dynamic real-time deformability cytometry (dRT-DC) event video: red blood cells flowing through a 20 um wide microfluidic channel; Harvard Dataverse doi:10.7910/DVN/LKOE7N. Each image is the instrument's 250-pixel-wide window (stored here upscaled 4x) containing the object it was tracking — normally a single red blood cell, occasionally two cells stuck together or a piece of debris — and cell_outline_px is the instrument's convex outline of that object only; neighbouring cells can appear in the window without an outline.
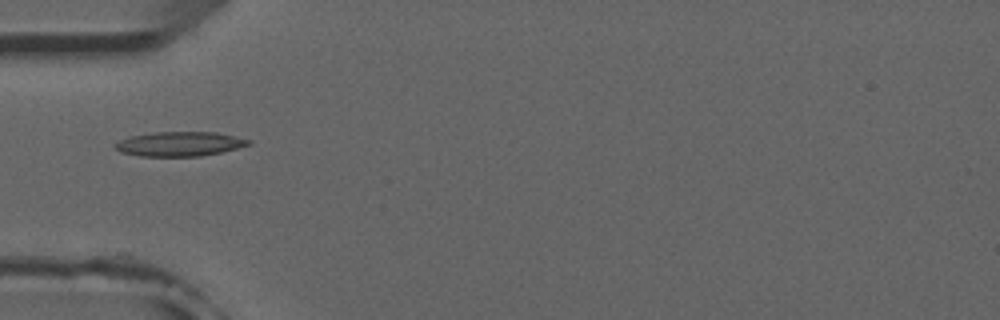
{"species": "common noctule bat (a hibernating species)", "species_latin": "Nyctalus noctula", "temperature_condition": "room temperature", "stored_images_in_passage": 36, "camera_frame_rate_fps": 3000, "um_per_image_px": 0.085, "animal": {"sex": "male", "forearm_length_mm": 52.5}, "frame": {"image": 1, "passage_image": 1, "time_ms": 0.0, "image_size_px": [1000, 320], "cell_outline_px": [[252, 144], [220, 152], [200, 156], [140, 156], [120, 152], [116, 148], [116, 144], [120, 140], [132, 136], [156, 132], [216, 132], [252, 140]], "centroid_in_image_um": [15.3, 12.23], "position_along_channel_um": 69.7, "area_um2": 18.79}}
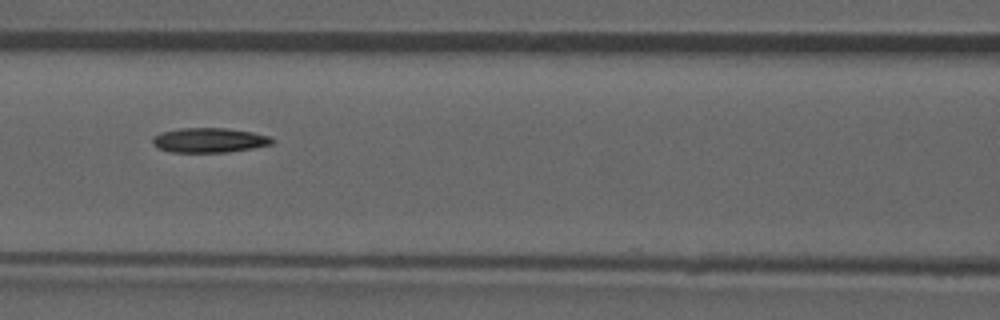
{"frame": {"image": 2, "passage_image": 7, "time_ms": 2.0, "image_size_px": [1000, 320], "cell_outline_px": [[276, 140], [272, 144], [252, 148], [228, 152], [172, 152], [156, 148], [152, 144], [152, 136], [160, 132], [180, 128], [224, 128], [252, 132], [268, 136]], "centroid_in_image_um": [17.74, 11.92], "position_along_channel_um": 148.9, "area_um2": 17.28}}
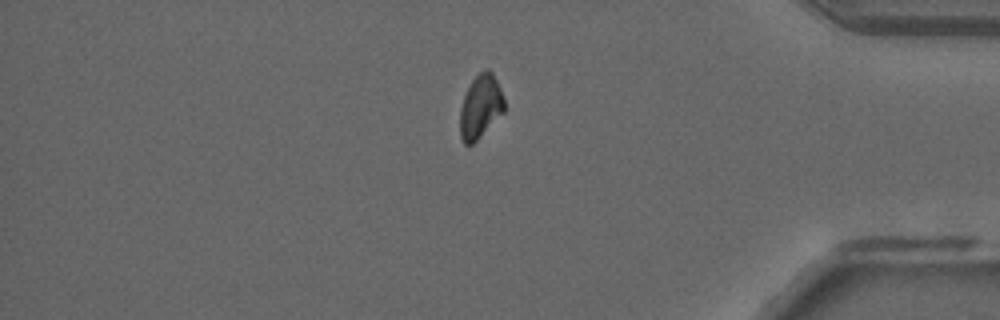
{"frame": {"image": 3, "passage_image": 28, "time_ms": 9.0, "image_size_px": [1000, 320], "cell_outline_px": [[504, 112], [472, 144], [464, 144], [460, 136], [460, 108], [464, 96], [472, 80], [484, 68], [488, 68], [492, 72], [500, 88], [504, 100]], "centroid_in_image_um": [40.83, 9.05], "position_along_channel_um": 394.4, "area_um2": 16.18}}